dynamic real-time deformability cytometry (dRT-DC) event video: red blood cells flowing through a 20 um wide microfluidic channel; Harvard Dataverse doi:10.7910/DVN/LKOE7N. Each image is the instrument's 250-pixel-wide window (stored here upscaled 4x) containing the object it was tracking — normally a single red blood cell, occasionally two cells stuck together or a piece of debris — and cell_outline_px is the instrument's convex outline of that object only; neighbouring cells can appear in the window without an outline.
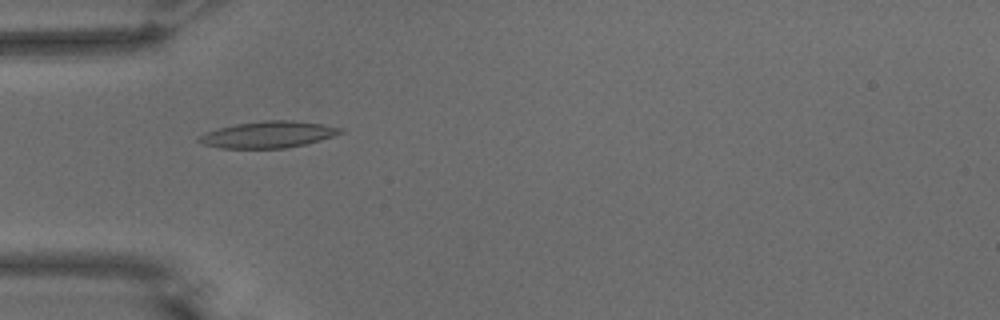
{"species": "common noctule bat (a hibernating species)", "species_latin": "Nyctalus noctula", "temperature_condition": "warm", "stored_images_in_passage": 40, "camera_frame_rate_fps": 3000, "um_per_image_px": 0.085, "animal": {"sex": "male", "body_mass_g": 15.6}, "frame": {"image": 1, "passage_image": 3, "time_ms": 0.667, "image_size_px": [1000, 320], "cell_outline_px": [[344, 132], [320, 140], [304, 144], [284, 148], [220, 148], [204, 144], [196, 140], [204, 132], [236, 124], [264, 120], [292, 120], [320, 124], [344, 128]], "centroid_in_image_um": [22.79, 11.43], "position_along_channel_um": 62.2, "area_um2": 21.68}}
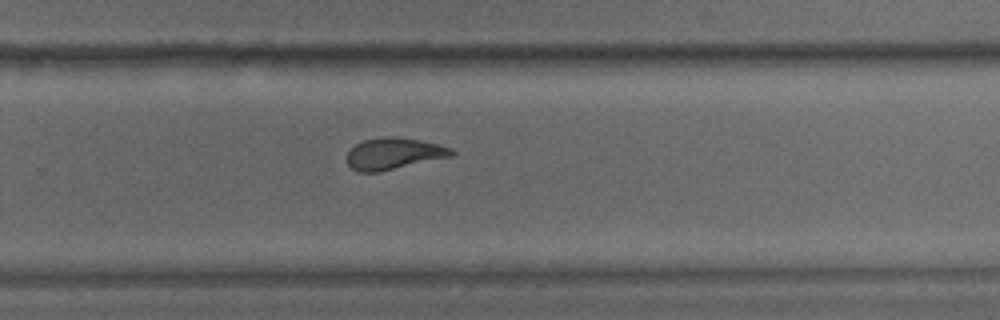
{"frame": {"image": 2, "passage_image": 22, "time_ms": 7.0, "image_size_px": [1000, 320], "cell_outline_px": [[456, 152], [452, 156], [380, 172], [360, 172], [352, 168], [348, 164], [348, 152], [356, 144], [364, 140], [384, 136], [392, 136], [416, 140], [436, 144], [452, 148]], "centroid_in_image_um": [33.47, 13.06], "position_along_channel_um": 296.3, "area_um2": 19.02}}
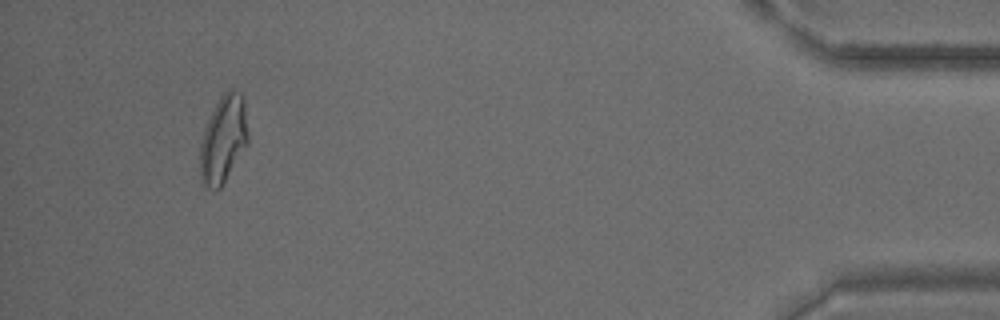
{"frame": {"image": 3, "passage_image": 37, "time_ms": 12.0, "image_size_px": [1000, 320], "cell_outline_px": [[248, 144], [220, 188], [216, 192], [200, 184], [200, 144], [204, 128], [220, 96], [228, 88], [232, 88], [240, 92], [244, 96], [248, 136]], "centroid_in_image_um": [18.98, 11.85], "position_along_channel_um": 416.2, "area_um2": 24.8}, "authors_computed_cell_mechanics": {"area_um2": 19.652, "velocity_mm_per_s": 3.7188, "shape_relaxation_time_tau1_ms": 7.2156, "shape_relaxation_time_tau2_ms": 1.764, "deformation_change_tau1": 0.2475, "deformation_change_tau2": 0.1039}}